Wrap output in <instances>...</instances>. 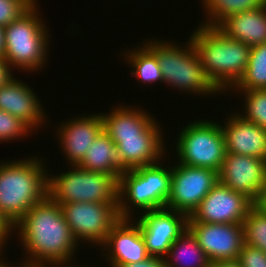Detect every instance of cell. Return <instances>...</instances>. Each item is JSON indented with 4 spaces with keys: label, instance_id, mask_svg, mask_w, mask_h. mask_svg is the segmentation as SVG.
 I'll use <instances>...</instances> for the list:
<instances>
[{
    "label": "cell",
    "instance_id": "1",
    "mask_svg": "<svg viewBox=\"0 0 266 267\" xmlns=\"http://www.w3.org/2000/svg\"><path fill=\"white\" fill-rule=\"evenodd\" d=\"M14 228L19 231L16 235L21 238L25 254L29 255L19 267L71 264L79 242L66 223L60 205L49 195L32 206Z\"/></svg>",
    "mask_w": 266,
    "mask_h": 267
},
{
    "label": "cell",
    "instance_id": "2",
    "mask_svg": "<svg viewBox=\"0 0 266 267\" xmlns=\"http://www.w3.org/2000/svg\"><path fill=\"white\" fill-rule=\"evenodd\" d=\"M190 37L208 79L220 92L231 90L246 71L252 47L217 27L200 25Z\"/></svg>",
    "mask_w": 266,
    "mask_h": 267
},
{
    "label": "cell",
    "instance_id": "3",
    "mask_svg": "<svg viewBox=\"0 0 266 267\" xmlns=\"http://www.w3.org/2000/svg\"><path fill=\"white\" fill-rule=\"evenodd\" d=\"M42 161L33 156L0 164V213L12 227L48 195V172Z\"/></svg>",
    "mask_w": 266,
    "mask_h": 267
},
{
    "label": "cell",
    "instance_id": "4",
    "mask_svg": "<svg viewBox=\"0 0 266 267\" xmlns=\"http://www.w3.org/2000/svg\"><path fill=\"white\" fill-rule=\"evenodd\" d=\"M160 162L122 172L118 181L120 218L131 219L134 207L140 212L165 208L170 195L172 172L171 166L164 168Z\"/></svg>",
    "mask_w": 266,
    "mask_h": 267
},
{
    "label": "cell",
    "instance_id": "5",
    "mask_svg": "<svg viewBox=\"0 0 266 267\" xmlns=\"http://www.w3.org/2000/svg\"><path fill=\"white\" fill-rule=\"evenodd\" d=\"M37 1L19 18L4 27L3 58L14 69L33 72L42 68L48 55V30L40 18ZM40 16V17H39ZM41 19V20H40Z\"/></svg>",
    "mask_w": 266,
    "mask_h": 267
},
{
    "label": "cell",
    "instance_id": "6",
    "mask_svg": "<svg viewBox=\"0 0 266 267\" xmlns=\"http://www.w3.org/2000/svg\"><path fill=\"white\" fill-rule=\"evenodd\" d=\"M187 43L184 48L161 39L146 41L145 45L159 61L163 83L169 84V87L171 84L174 89L177 88L179 91L204 94V96L220 93L204 73L190 37Z\"/></svg>",
    "mask_w": 266,
    "mask_h": 267
},
{
    "label": "cell",
    "instance_id": "7",
    "mask_svg": "<svg viewBox=\"0 0 266 267\" xmlns=\"http://www.w3.org/2000/svg\"><path fill=\"white\" fill-rule=\"evenodd\" d=\"M48 174V195L58 204L93 202L118 204V181L111 175L77 166L60 175Z\"/></svg>",
    "mask_w": 266,
    "mask_h": 267
},
{
    "label": "cell",
    "instance_id": "8",
    "mask_svg": "<svg viewBox=\"0 0 266 267\" xmlns=\"http://www.w3.org/2000/svg\"><path fill=\"white\" fill-rule=\"evenodd\" d=\"M189 123L176 140L177 163L219 172L227 153L221 125L212 120Z\"/></svg>",
    "mask_w": 266,
    "mask_h": 267
},
{
    "label": "cell",
    "instance_id": "9",
    "mask_svg": "<svg viewBox=\"0 0 266 267\" xmlns=\"http://www.w3.org/2000/svg\"><path fill=\"white\" fill-rule=\"evenodd\" d=\"M59 205L74 238L88 240L92 245L101 246L111 228L121 219L118 204L73 202Z\"/></svg>",
    "mask_w": 266,
    "mask_h": 267
},
{
    "label": "cell",
    "instance_id": "10",
    "mask_svg": "<svg viewBox=\"0 0 266 267\" xmlns=\"http://www.w3.org/2000/svg\"><path fill=\"white\" fill-rule=\"evenodd\" d=\"M171 168V186L165 208L189 217L218 183V172L209 168L175 164Z\"/></svg>",
    "mask_w": 266,
    "mask_h": 267
},
{
    "label": "cell",
    "instance_id": "11",
    "mask_svg": "<svg viewBox=\"0 0 266 267\" xmlns=\"http://www.w3.org/2000/svg\"><path fill=\"white\" fill-rule=\"evenodd\" d=\"M254 205L246 195L235 192L218 181L188 217L187 222L243 224Z\"/></svg>",
    "mask_w": 266,
    "mask_h": 267
},
{
    "label": "cell",
    "instance_id": "12",
    "mask_svg": "<svg viewBox=\"0 0 266 267\" xmlns=\"http://www.w3.org/2000/svg\"><path fill=\"white\" fill-rule=\"evenodd\" d=\"M211 263L237 260L245 244L243 224L187 222Z\"/></svg>",
    "mask_w": 266,
    "mask_h": 267
},
{
    "label": "cell",
    "instance_id": "13",
    "mask_svg": "<svg viewBox=\"0 0 266 267\" xmlns=\"http://www.w3.org/2000/svg\"><path fill=\"white\" fill-rule=\"evenodd\" d=\"M188 217L167 208L142 212L139 219L141 234L151 256L163 257L172 243L187 229Z\"/></svg>",
    "mask_w": 266,
    "mask_h": 267
},
{
    "label": "cell",
    "instance_id": "14",
    "mask_svg": "<svg viewBox=\"0 0 266 267\" xmlns=\"http://www.w3.org/2000/svg\"><path fill=\"white\" fill-rule=\"evenodd\" d=\"M265 170L264 159L226 153L218 172L219 182L235 192L246 195L255 203L263 185Z\"/></svg>",
    "mask_w": 266,
    "mask_h": 267
},
{
    "label": "cell",
    "instance_id": "15",
    "mask_svg": "<svg viewBox=\"0 0 266 267\" xmlns=\"http://www.w3.org/2000/svg\"><path fill=\"white\" fill-rule=\"evenodd\" d=\"M132 220L121 218L111 228L106 241L101 245L102 248L108 249L107 261L112 264L110 265L112 267L141 262L150 256L139 224Z\"/></svg>",
    "mask_w": 266,
    "mask_h": 267
},
{
    "label": "cell",
    "instance_id": "16",
    "mask_svg": "<svg viewBox=\"0 0 266 267\" xmlns=\"http://www.w3.org/2000/svg\"><path fill=\"white\" fill-rule=\"evenodd\" d=\"M74 119V120H73ZM62 123L58 134L61 149L70 166L79 165L85 157L87 148L103 131V120L101 114L95 113L90 116L76 117Z\"/></svg>",
    "mask_w": 266,
    "mask_h": 267
},
{
    "label": "cell",
    "instance_id": "17",
    "mask_svg": "<svg viewBox=\"0 0 266 267\" xmlns=\"http://www.w3.org/2000/svg\"><path fill=\"white\" fill-rule=\"evenodd\" d=\"M133 107L123 105L102 114L103 130L110 138L162 137V131L153 116Z\"/></svg>",
    "mask_w": 266,
    "mask_h": 267
},
{
    "label": "cell",
    "instance_id": "18",
    "mask_svg": "<svg viewBox=\"0 0 266 267\" xmlns=\"http://www.w3.org/2000/svg\"><path fill=\"white\" fill-rule=\"evenodd\" d=\"M23 81L12 78L6 85L0 88V110L10 113L22 120L32 130H38L46 118L39 103L40 99L34 91ZM35 127L37 129H35Z\"/></svg>",
    "mask_w": 266,
    "mask_h": 267
},
{
    "label": "cell",
    "instance_id": "19",
    "mask_svg": "<svg viewBox=\"0 0 266 267\" xmlns=\"http://www.w3.org/2000/svg\"><path fill=\"white\" fill-rule=\"evenodd\" d=\"M221 125L227 153L258 157L266 160V130L256 123L232 114ZM223 126V127H222Z\"/></svg>",
    "mask_w": 266,
    "mask_h": 267
},
{
    "label": "cell",
    "instance_id": "20",
    "mask_svg": "<svg viewBox=\"0 0 266 267\" xmlns=\"http://www.w3.org/2000/svg\"><path fill=\"white\" fill-rule=\"evenodd\" d=\"M217 28L228 38L251 47L266 43V4L259 9L231 15Z\"/></svg>",
    "mask_w": 266,
    "mask_h": 267
},
{
    "label": "cell",
    "instance_id": "21",
    "mask_svg": "<svg viewBox=\"0 0 266 267\" xmlns=\"http://www.w3.org/2000/svg\"><path fill=\"white\" fill-rule=\"evenodd\" d=\"M117 145L120 165L126 170L136 169L162 161L163 137L111 138ZM161 159V160H160Z\"/></svg>",
    "mask_w": 266,
    "mask_h": 267
},
{
    "label": "cell",
    "instance_id": "22",
    "mask_svg": "<svg viewBox=\"0 0 266 267\" xmlns=\"http://www.w3.org/2000/svg\"><path fill=\"white\" fill-rule=\"evenodd\" d=\"M78 166L84 170L109 174L117 181L125 171L120 165L117 145L104 130L87 148L85 157Z\"/></svg>",
    "mask_w": 266,
    "mask_h": 267
},
{
    "label": "cell",
    "instance_id": "23",
    "mask_svg": "<svg viewBox=\"0 0 266 267\" xmlns=\"http://www.w3.org/2000/svg\"><path fill=\"white\" fill-rule=\"evenodd\" d=\"M164 262L166 267H209L211 264L197 239L188 229L172 243Z\"/></svg>",
    "mask_w": 266,
    "mask_h": 267
},
{
    "label": "cell",
    "instance_id": "24",
    "mask_svg": "<svg viewBox=\"0 0 266 267\" xmlns=\"http://www.w3.org/2000/svg\"><path fill=\"white\" fill-rule=\"evenodd\" d=\"M134 51L126 52V63H130L133 70L130 71L139 82L154 83L163 82L162 72L159 65V61L156 55L144 44L141 47H136Z\"/></svg>",
    "mask_w": 266,
    "mask_h": 267
},
{
    "label": "cell",
    "instance_id": "25",
    "mask_svg": "<svg viewBox=\"0 0 266 267\" xmlns=\"http://www.w3.org/2000/svg\"><path fill=\"white\" fill-rule=\"evenodd\" d=\"M207 12V21L202 24L208 27H217L227 17L259 9L266 4V0H202ZM209 18V19H208Z\"/></svg>",
    "mask_w": 266,
    "mask_h": 267
},
{
    "label": "cell",
    "instance_id": "26",
    "mask_svg": "<svg viewBox=\"0 0 266 267\" xmlns=\"http://www.w3.org/2000/svg\"><path fill=\"white\" fill-rule=\"evenodd\" d=\"M234 89H266V43L252 46L246 71Z\"/></svg>",
    "mask_w": 266,
    "mask_h": 267
},
{
    "label": "cell",
    "instance_id": "27",
    "mask_svg": "<svg viewBox=\"0 0 266 267\" xmlns=\"http://www.w3.org/2000/svg\"><path fill=\"white\" fill-rule=\"evenodd\" d=\"M245 244L266 253V211L254 205L243 221Z\"/></svg>",
    "mask_w": 266,
    "mask_h": 267
},
{
    "label": "cell",
    "instance_id": "28",
    "mask_svg": "<svg viewBox=\"0 0 266 267\" xmlns=\"http://www.w3.org/2000/svg\"><path fill=\"white\" fill-rule=\"evenodd\" d=\"M245 95V113L239 114L244 120L256 123L266 130V89L238 90Z\"/></svg>",
    "mask_w": 266,
    "mask_h": 267
},
{
    "label": "cell",
    "instance_id": "29",
    "mask_svg": "<svg viewBox=\"0 0 266 267\" xmlns=\"http://www.w3.org/2000/svg\"><path fill=\"white\" fill-rule=\"evenodd\" d=\"M32 129L14 115L0 110V143L2 141L19 140L29 135Z\"/></svg>",
    "mask_w": 266,
    "mask_h": 267
},
{
    "label": "cell",
    "instance_id": "30",
    "mask_svg": "<svg viewBox=\"0 0 266 267\" xmlns=\"http://www.w3.org/2000/svg\"><path fill=\"white\" fill-rule=\"evenodd\" d=\"M37 0H0V26L6 27L24 14Z\"/></svg>",
    "mask_w": 266,
    "mask_h": 267
},
{
    "label": "cell",
    "instance_id": "31",
    "mask_svg": "<svg viewBox=\"0 0 266 267\" xmlns=\"http://www.w3.org/2000/svg\"><path fill=\"white\" fill-rule=\"evenodd\" d=\"M236 261L241 267H266V253L244 244Z\"/></svg>",
    "mask_w": 266,
    "mask_h": 267
},
{
    "label": "cell",
    "instance_id": "32",
    "mask_svg": "<svg viewBox=\"0 0 266 267\" xmlns=\"http://www.w3.org/2000/svg\"><path fill=\"white\" fill-rule=\"evenodd\" d=\"M119 267H166L164 258L159 256H149L144 261L120 265Z\"/></svg>",
    "mask_w": 266,
    "mask_h": 267
},
{
    "label": "cell",
    "instance_id": "33",
    "mask_svg": "<svg viewBox=\"0 0 266 267\" xmlns=\"http://www.w3.org/2000/svg\"><path fill=\"white\" fill-rule=\"evenodd\" d=\"M12 230L17 232V230L13 229V227L8 223V221L0 213V248L1 249H3V247L6 245L8 236L10 237Z\"/></svg>",
    "mask_w": 266,
    "mask_h": 267
},
{
    "label": "cell",
    "instance_id": "34",
    "mask_svg": "<svg viewBox=\"0 0 266 267\" xmlns=\"http://www.w3.org/2000/svg\"><path fill=\"white\" fill-rule=\"evenodd\" d=\"M12 68H10L9 63L0 57V88L6 85L12 78Z\"/></svg>",
    "mask_w": 266,
    "mask_h": 267
},
{
    "label": "cell",
    "instance_id": "35",
    "mask_svg": "<svg viewBox=\"0 0 266 267\" xmlns=\"http://www.w3.org/2000/svg\"><path fill=\"white\" fill-rule=\"evenodd\" d=\"M255 205L266 211V170L264 174L263 185L261 187V191L259 193L257 201L255 202Z\"/></svg>",
    "mask_w": 266,
    "mask_h": 267
},
{
    "label": "cell",
    "instance_id": "36",
    "mask_svg": "<svg viewBox=\"0 0 266 267\" xmlns=\"http://www.w3.org/2000/svg\"><path fill=\"white\" fill-rule=\"evenodd\" d=\"M209 267H241L237 261H216L210 264Z\"/></svg>",
    "mask_w": 266,
    "mask_h": 267
},
{
    "label": "cell",
    "instance_id": "37",
    "mask_svg": "<svg viewBox=\"0 0 266 267\" xmlns=\"http://www.w3.org/2000/svg\"><path fill=\"white\" fill-rule=\"evenodd\" d=\"M5 45L4 27L0 26V57H3Z\"/></svg>",
    "mask_w": 266,
    "mask_h": 267
},
{
    "label": "cell",
    "instance_id": "38",
    "mask_svg": "<svg viewBox=\"0 0 266 267\" xmlns=\"http://www.w3.org/2000/svg\"><path fill=\"white\" fill-rule=\"evenodd\" d=\"M2 251H3V250L1 249V250H0V267H11V266H10V263H9V265H7L8 263L5 262V261L3 260V258L1 257V256H2L1 253L4 254V252H2ZM1 258H2V260H1ZM15 267H19V266H15Z\"/></svg>",
    "mask_w": 266,
    "mask_h": 267
},
{
    "label": "cell",
    "instance_id": "39",
    "mask_svg": "<svg viewBox=\"0 0 266 267\" xmlns=\"http://www.w3.org/2000/svg\"><path fill=\"white\" fill-rule=\"evenodd\" d=\"M52 267H55V266H52ZM56 267H57V266H56ZM58 267H76V265H72V266H71V265H69V266H58ZM77 267H81V266H78V265H77ZM84 267H85V266H84ZM86 267H87V266H86Z\"/></svg>",
    "mask_w": 266,
    "mask_h": 267
}]
</instances>
